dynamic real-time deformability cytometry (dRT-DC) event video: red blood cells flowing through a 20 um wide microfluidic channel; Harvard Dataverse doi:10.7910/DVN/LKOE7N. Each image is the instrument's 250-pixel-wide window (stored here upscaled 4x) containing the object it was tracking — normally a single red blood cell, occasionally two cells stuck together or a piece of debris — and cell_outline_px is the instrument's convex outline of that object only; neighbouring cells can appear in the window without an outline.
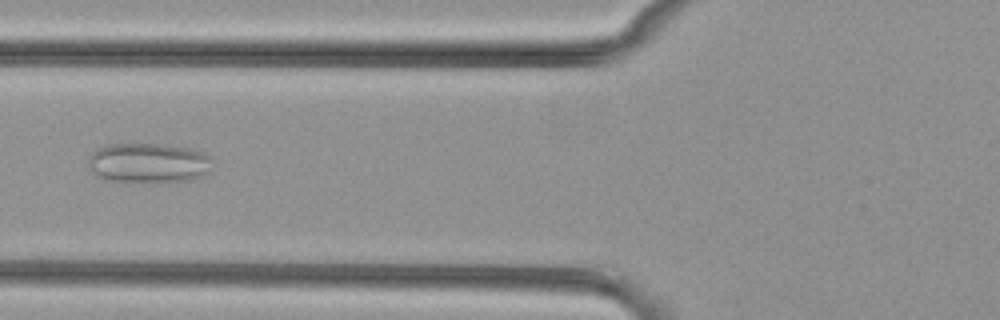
{"species": "common noctule bat (a hibernating species)", "species_latin": "Nyctalus noctula", "temperature_condition": "cold", "stored_images_in_passage": 22, "camera_frame_rate_fps": 3000, "um_per_image_px": 0.085, "animal": {"sex": "female", "body_mass_g": 29.2, "forearm_length_mm": 56.3}, "frame": {"image": 1, "passage_image": 7, "time_ms": 2.0, "image_size_px": [1000, 320], "cell_outline_px": [[212, 172], [188, 180], [152, 184], [132, 184], [104, 180], [96, 176], [88, 168], [88, 156], [96, 148], [108, 144], [168, 144], [192, 148], [204, 152], [212, 160]], "centroid_in_image_um": [12.6, 13.89], "position_along_channel_um": 113.2, "area_um2": 30.29}}
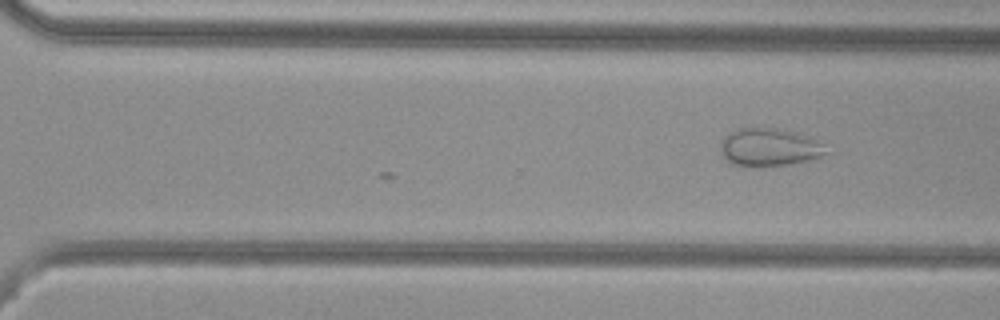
{"frame": {"image": 2, "passage_image": 22, "time_ms": 7.0, "image_size_px": [1000, 320], "cell_outline_px": [[832, 152], [824, 156], [812, 160], [792, 164], [748, 168], [728, 164], [720, 152], [720, 140], [728, 132], [740, 128], [784, 128], [796, 132], [824, 144]], "centroid_in_image_um": [65.38, 12.55], "position_along_channel_um": 305.2, "area_um2": 24.33}}